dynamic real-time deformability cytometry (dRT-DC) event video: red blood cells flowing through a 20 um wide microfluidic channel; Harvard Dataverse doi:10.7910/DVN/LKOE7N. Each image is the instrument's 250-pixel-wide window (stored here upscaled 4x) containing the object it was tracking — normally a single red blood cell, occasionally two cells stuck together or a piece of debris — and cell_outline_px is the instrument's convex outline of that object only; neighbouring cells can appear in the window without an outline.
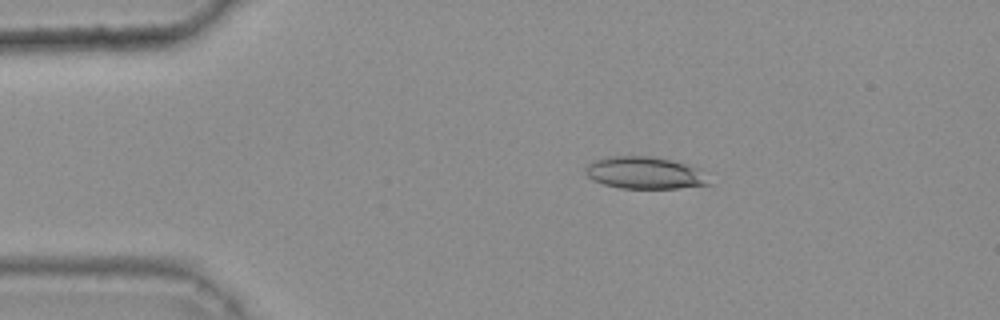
{"species": "common noctule bat (a hibernating species)", "species_latin": "Nyctalus noctula", "temperature_condition": "warm", "stored_images_in_passage": 43, "camera_frame_rate_fps": 3000, "um_per_image_px": 0.085, "animal": {"sex": "female", "body_mass_g": 25.1}, "frame": {"image": 1, "passage_image": 7, "time_ms": 2.0, "image_size_px": [1000, 320], "cell_outline_px": [[712, 184], [676, 188], [620, 188], [604, 184], [592, 180], [584, 172], [584, 168], [592, 160], [608, 156], [648, 156], [672, 160], [692, 164], [700, 168]], "centroid_in_image_um": [54.8, 14.68], "position_along_channel_um": 30.2, "area_um2": 23.41}}
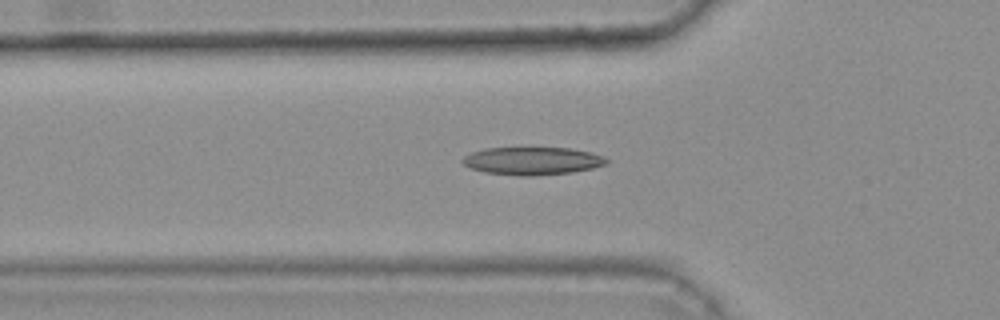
{"frame": {"image": 2, "passage_image": 15, "time_ms": 4.667, "image_size_px": [1000, 320], "cell_outline_px": [[608, 164], [592, 168], [572, 172], [528, 176], [520, 176], [484, 172], [472, 168], [464, 164], [460, 160], [464, 156], [472, 152], [484, 148], [572, 148], [592, 152], [604, 156], [608, 160]], "centroid_in_image_um": [45.27, 13.67], "position_along_channel_um": 80.5, "area_um2": 23.35}}
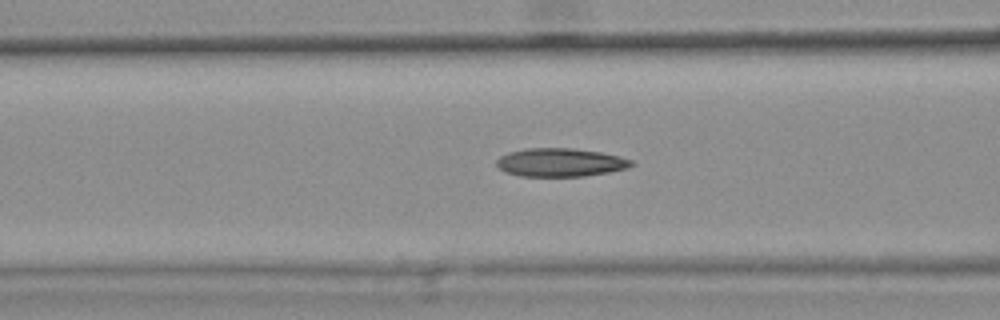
{"frame": {"image": 3, "passage_image": 18, "time_ms": 5.667, "image_size_px": [1000, 320], "cell_outline_px": [[636, 164], [628, 168], [608, 172], [580, 176], [520, 176], [508, 172], [500, 168], [496, 164], [496, 160], [500, 156], [508, 152], [524, 148], [572, 148], [600, 152], [632, 160]], "centroid_in_image_um": [47.62, 13.8], "position_along_channel_um": 119.0, "area_um2": 22.14}, "authors_computed_cell_mechanics": {"area_um2": 22.3108, "velocity_mm_per_s": 3.787, "shape_relaxation_time_tau1_ms": null, "shape_relaxation_time_tau2_ms": 4.5239, "deformation_change_tau1": null, "deformation_change_tau2": 0.1418}}